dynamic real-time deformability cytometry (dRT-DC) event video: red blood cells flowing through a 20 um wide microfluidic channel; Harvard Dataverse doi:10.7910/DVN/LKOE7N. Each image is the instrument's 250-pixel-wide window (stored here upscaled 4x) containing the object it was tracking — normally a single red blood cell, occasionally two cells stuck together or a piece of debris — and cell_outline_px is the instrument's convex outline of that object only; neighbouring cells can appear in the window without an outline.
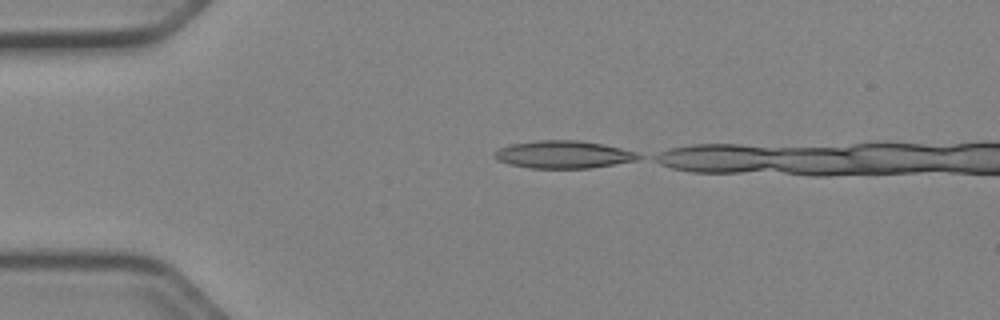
{"species": "Egyptian fruit bat (a non-hibernating species)", "species_latin": "Rousettus aegyptiacus", "temperature_condition": "cold", "stored_images_in_passage": 8, "camera_frame_rate_fps": 3000, "um_per_image_px": 0.085, "animal": {"sex": "female"}, "frame": {"image": 1, "passage_image": 1, "time_ms": 0.0, "image_size_px": [1000, 320], "cell_outline_px": [[644, 156], [636, 160], [588, 168], [528, 168], [496, 160], [492, 156], [500, 148], [512, 144], [536, 140], [580, 140], [604, 144], [636, 152]], "centroid_in_image_um": [47.89, 13.12], "position_along_channel_um": 37.1, "area_um2": 23.0}}
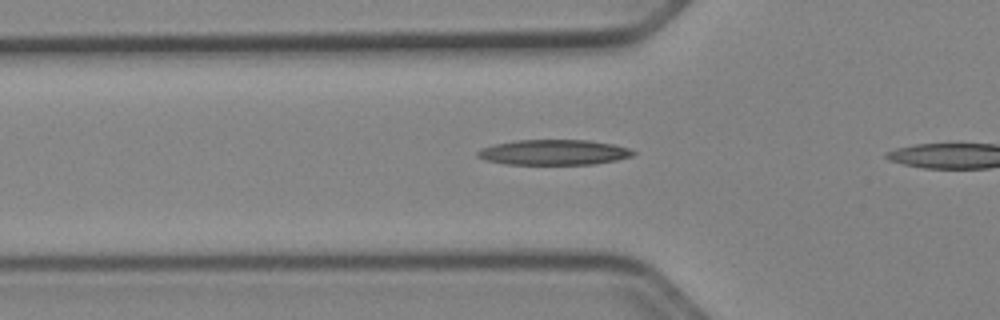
{"frame": {"image": 2, "passage_image": 7, "time_ms": 2.0, "image_size_px": [1000, 320], "cell_outline_px": [[636, 152], [632, 156], [616, 160], [592, 164], [504, 164], [488, 160], [476, 156], [476, 152], [480, 148], [496, 144], [516, 140], [588, 140], [612, 144], [628, 148]], "centroid_in_image_um": [47.05, 12.94], "position_along_channel_um": 78.7, "area_um2": 22.77}}